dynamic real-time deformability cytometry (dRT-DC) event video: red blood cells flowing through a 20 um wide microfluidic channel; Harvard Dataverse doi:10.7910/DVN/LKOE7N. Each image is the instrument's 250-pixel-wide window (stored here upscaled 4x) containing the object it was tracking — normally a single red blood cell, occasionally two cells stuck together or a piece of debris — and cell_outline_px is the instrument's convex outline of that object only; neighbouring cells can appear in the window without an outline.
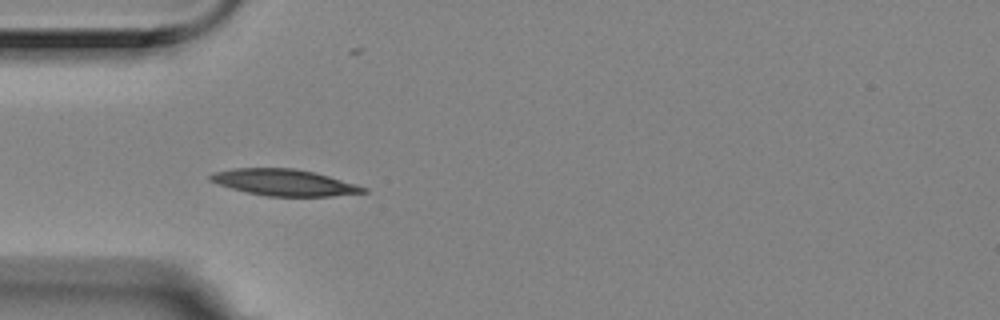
{"species": "Egyptian fruit bat (a non-hibernating species)", "species_latin": "Rousettus aegyptiacus", "temperature_condition": "room temperature", "stored_images_in_passage": 13, "camera_frame_rate_fps": 3000, "um_per_image_px": 0.085, "animal": {"sex": "female"}, "frame": {"image": 1, "passage_image": 3, "time_ms": 0.667, "image_size_px": [1000, 320], "cell_outline_px": [[368, 192], [332, 196], [268, 196], [248, 192], [232, 188], [208, 180], [208, 176], [212, 172], [232, 168], [292, 168], [312, 172], [328, 176], [368, 188]], "centroid_in_image_um": [24.13, 15.5], "position_along_channel_um": 60.9, "area_um2": 23.29}}
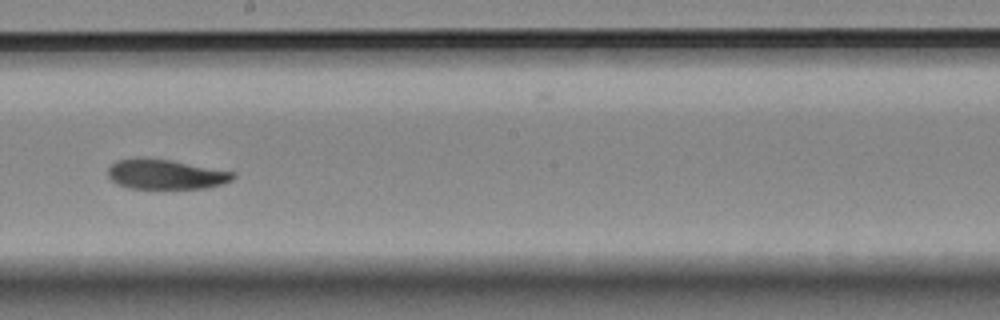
{"frame": {"image": 2, "passage_image": 7, "time_ms": 2.0, "image_size_px": [1000, 320], "cell_outline_px": [[236, 176], [232, 180], [220, 184], [204, 188], [128, 188], [116, 184], [108, 176], [108, 168], [116, 160], [136, 156], [140, 156], [172, 160], [236, 172]], "centroid_in_image_um": [14.04, 14.79], "position_along_channel_um": 234.2, "area_um2": 22.08}}
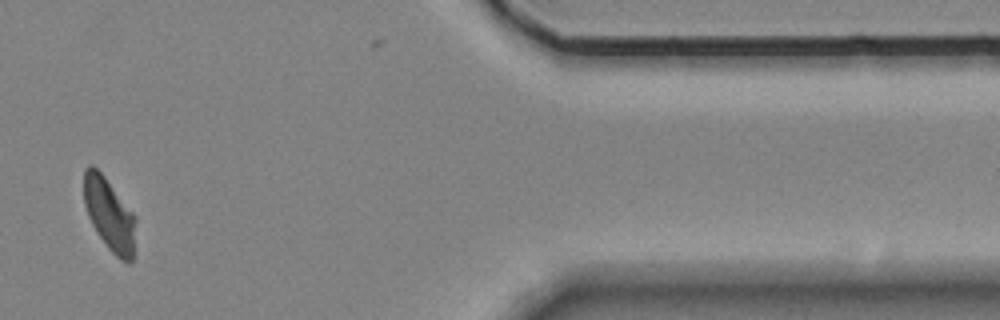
{"frame": {"image": 3, "passage_image": 12, "time_ms": 3.667, "image_size_px": [1000, 320], "cell_outline_px": [[136, 220], [132, 260], [128, 264], [120, 260], [108, 248], [92, 224], [88, 216], [84, 204], [84, 168], [88, 164], [92, 164], [104, 176], [136, 216]], "centroid_in_image_um": [9.29, 18.22], "position_along_channel_um": 402.1, "area_um2": 21.79}}